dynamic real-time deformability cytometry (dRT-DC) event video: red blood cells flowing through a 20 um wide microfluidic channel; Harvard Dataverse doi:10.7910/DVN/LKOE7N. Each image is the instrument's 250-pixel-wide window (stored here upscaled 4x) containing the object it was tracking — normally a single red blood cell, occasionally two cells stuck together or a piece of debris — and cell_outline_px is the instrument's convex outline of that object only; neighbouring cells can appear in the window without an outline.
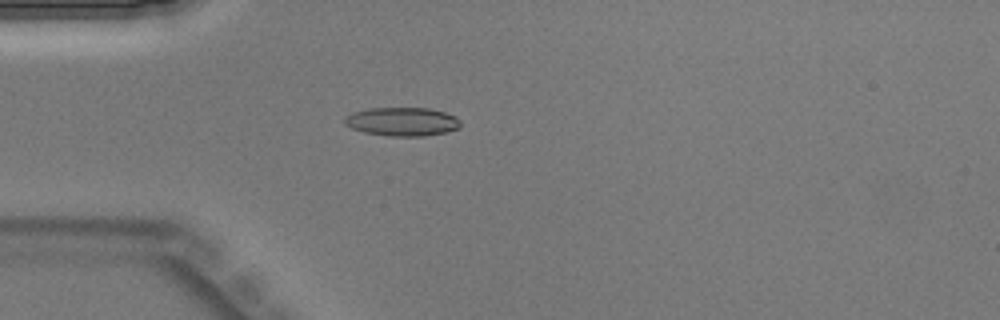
{"species": "Egyptian fruit bat (a non-hibernating species)", "species_latin": "Rousettus aegyptiacus", "temperature_condition": "warm", "stored_images_in_passage": 42, "camera_frame_rate_fps": 3000, "um_per_image_px": 0.085, "animal": {"sex": "male"}, "frame": {"image": 1, "passage_image": 10, "time_ms": 3.0, "image_size_px": [1000, 320], "cell_outline_px": [[460, 128], [444, 132], [424, 136], [388, 136], [364, 132], [352, 128], [344, 124], [344, 120], [352, 112], [368, 108], [428, 108], [444, 112], [456, 116], [460, 120]], "centroid_in_image_um": [34.19, 10.34], "position_along_channel_um": 50.8, "area_um2": 19.31}}
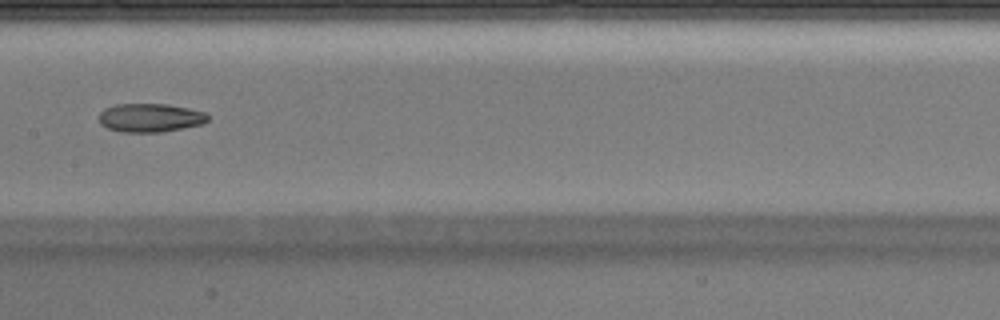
{"frame": {"image": 2, "passage_image": 20, "time_ms": 6.333, "image_size_px": [1000, 320], "cell_outline_px": [[208, 120], [200, 124], [160, 132], [124, 132], [108, 128], [100, 124], [100, 112], [104, 108], [116, 104], [168, 104], [188, 108], [204, 112], [208, 116]], "centroid_in_image_um": [12.73, 10.0], "position_along_channel_um": 194.7, "area_um2": 17.92}}
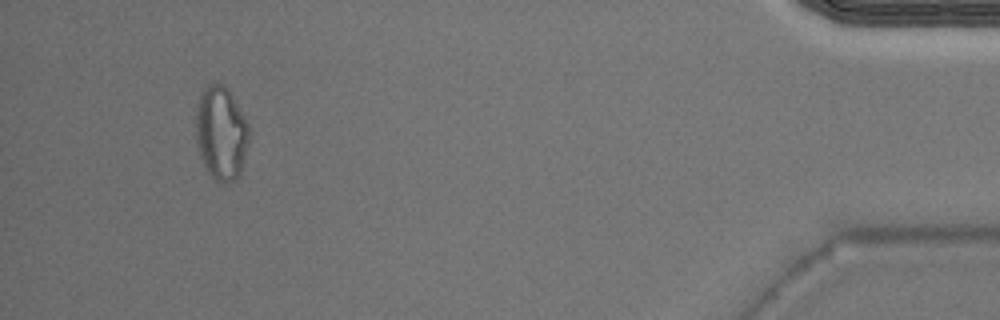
{"frame": {"image": 3, "passage_image": 39, "time_ms": 12.667, "image_size_px": [1000, 320], "cell_outline_px": [[248, 144], [240, 176], [224, 184], [216, 180], [212, 176], [204, 164], [200, 156], [196, 140], [196, 104], [200, 92], [208, 84], [224, 84], [232, 96], [248, 124]], "centroid_in_image_um": [18.78, 11.31], "position_along_channel_um": 416.4, "area_um2": 28.9}}